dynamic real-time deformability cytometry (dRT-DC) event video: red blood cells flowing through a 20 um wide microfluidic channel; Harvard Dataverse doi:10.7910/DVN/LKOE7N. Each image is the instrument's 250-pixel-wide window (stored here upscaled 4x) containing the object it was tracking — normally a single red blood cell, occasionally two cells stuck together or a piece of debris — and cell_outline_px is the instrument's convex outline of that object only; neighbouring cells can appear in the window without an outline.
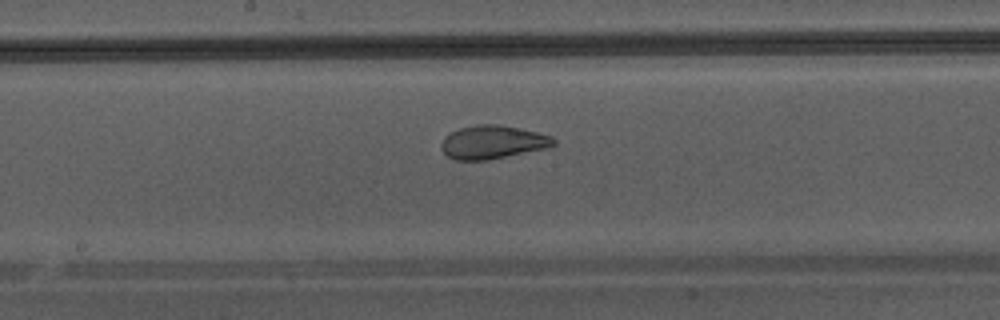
{"species": "Egyptian fruit bat (a non-hibernating species)", "species_latin": "Rousettus aegyptiacus", "temperature_condition": "warm", "stored_images_in_passage": 37, "camera_frame_rate_fps": 3000, "um_per_image_px": 0.085, "animal": {"sex": "male"}, "frame": {"image": 1, "passage_image": 16, "time_ms": 5.0, "image_size_px": [1000, 320], "cell_outline_px": [[556, 144], [544, 148], [484, 160], [456, 160], [448, 156], [440, 148], [440, 144], [444, 136], [460, 128], [476, 124], [500, 124], [536, 132], [552, 136], [556, 140]], "centroid_in_image_um": [41.83, 12.06], "position_along_channel_um": 206.4, "area_um2": 21.56}}